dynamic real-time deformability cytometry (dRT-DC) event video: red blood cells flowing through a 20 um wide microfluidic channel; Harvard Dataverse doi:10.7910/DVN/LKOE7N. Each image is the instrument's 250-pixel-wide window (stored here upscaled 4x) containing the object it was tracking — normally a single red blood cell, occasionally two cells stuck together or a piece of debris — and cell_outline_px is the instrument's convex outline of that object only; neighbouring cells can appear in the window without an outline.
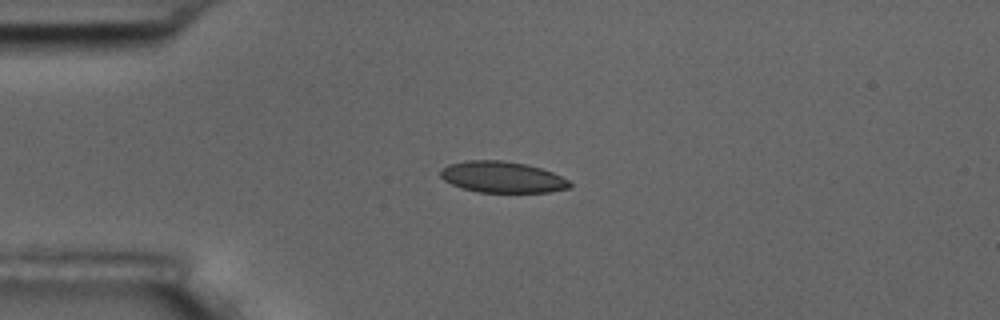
{"species": "common noctule bat (a hibernating species)", "species_latin": "Nyctalus noctula", "temperature_condition": "room temperature", "stored_images_in_passage": 8, "camera_frame_rate_fps": 3000, "um_per_image_px": 0.085, "animal": {"sex": "male", "body_mass_g": 17.5, "forearm_length_mm": 52.3}, "frame": {"image": 1, "passage_image": 3, "time_ms": 2.333, "image_size_px": [1000, 320], "cell_outline_px": [[572, 188], [548, 192], [480, 192], [460, 188], [444, 180], [440, 176], [440, 172], [448, 164], [468, 160], [500, 160], [528, 164], [552, 172], [568, 180], [572, 184]], "centroid_in_image_um": [42.7, 15.05], "position_along_channel_um": 42.3, "area_um2": 23.52}}
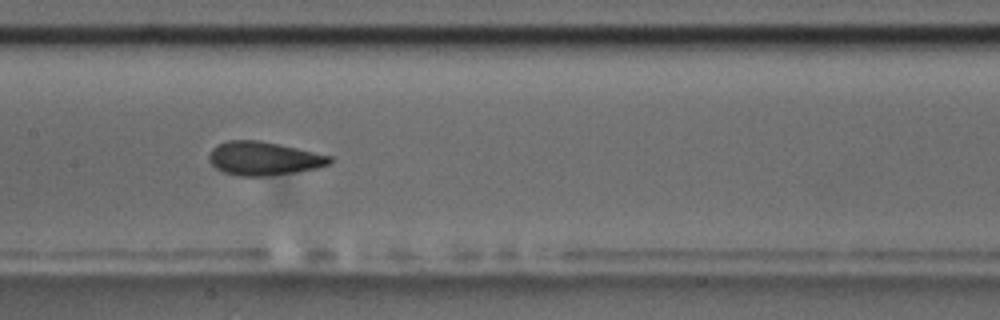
{"frame": {"image": 2, "passage_image": 7, "time_ms": 7.0, "image_size_px": [1000, 320], "cell_outline_px": [[332, 160], [328, 164], [316, 168], [292, 172], [264, 176], [240, 176], [224, 172], [216, 168], [208, 160], [208, 156], [212, 148], [216, 144], [228, 140], [260, 140], [280, 144], [332, 156]], "centroid_in_image_um": [22.37, 13.45], "position_along_channel_um": 185.0, "area_um2": 23.52}}
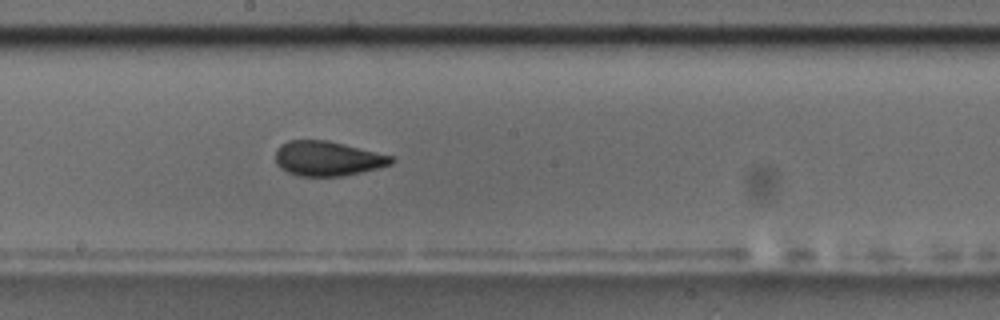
{"frame": {"image": 3, "passage_image": 8, "time_ms": 8.0, "image_size_px": [1000, 320], "cell_outline_px": [[396, 160], [392, 164], [380, 168], [340, 176], [296, 176], [280, 168], [276, 164], [276, 148], [280, 144], [288, 140], [328, 140], [392, 156]], "centroid_in_image_um": [27.82, 13.47], "position_along_channel_um": 220.4, "area_um2": 23.52}}